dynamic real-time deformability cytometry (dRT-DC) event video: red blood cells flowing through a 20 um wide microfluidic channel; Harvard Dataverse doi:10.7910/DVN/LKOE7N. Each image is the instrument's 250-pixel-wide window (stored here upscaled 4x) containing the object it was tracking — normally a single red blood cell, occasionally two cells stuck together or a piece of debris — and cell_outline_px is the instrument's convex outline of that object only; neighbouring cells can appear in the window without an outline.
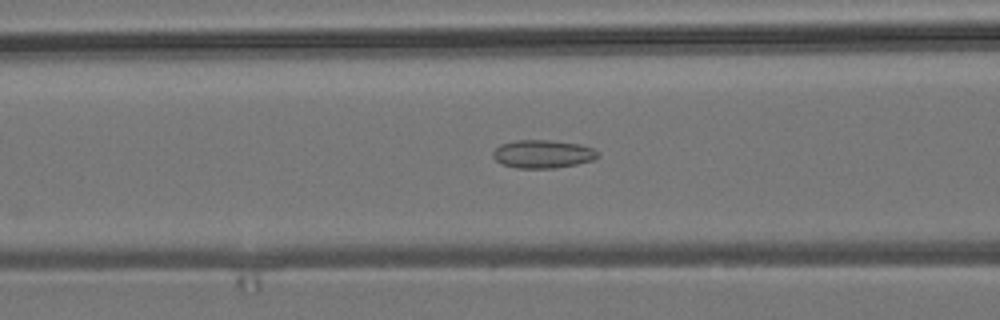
{"species": "common noctule bat (a hibernating species)", "species_latin": "Nyctalus noctula", "temperature_condition": "room temperature", "stored_images_in_passage": 27, "camera_frame_rate_fps": 3000, "um_per_image_px": 0.085, "animal": {"sex": "male", "body_mass_g": 19.2, "forearm_length_mm": 51.8}, "frame": {"image": 1, "passage_image": 6, "time_ms": 1.667, "image_size_px": [1000, 320], "cell_outline_px": [[600, 156], [592, 160], [576, 164], [556, 168], [516, 168], [500, 164], [492, 156], [492, 152], [500, 144], [516, 140], [552, 140], [580, 144], [592, 148], [600, 152]], "centroid_in_image_um": [46.13, 13.09], "position_along_channel_um": 120.5, "area_um2": 17.4}}
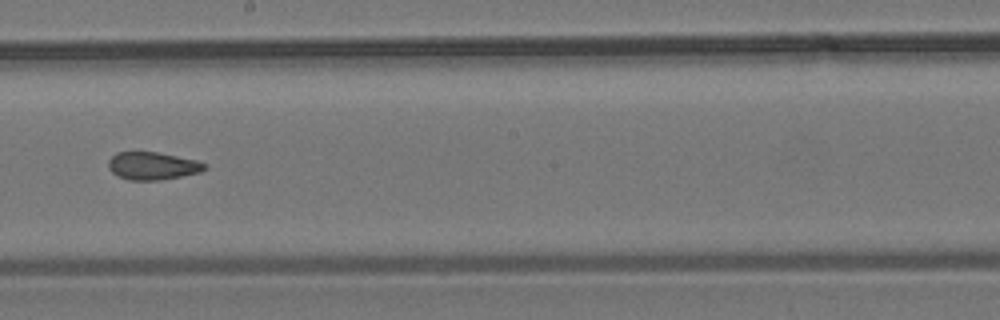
{"frame": {"image": 2, "passage_image": 15, "time_ms": 4.667, "image_size_px": [1000, 320], "cell_outline_px": [[208, 168], [200, 172], [160, 180], [128, 180], [116, 176], [108, 168], [108, 160], [116, 152], [156, 152], [196, 160], [208, 164]], "centroid_in_image_um": [12.95, 14.1], "position_along_channel_um": 235.2, "area_um2": 15.61}}
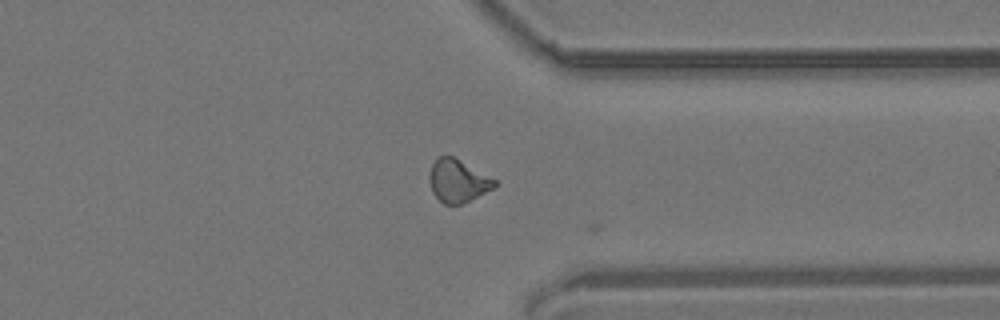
{"frame": {"image": 3, "passage_image": 26, "time_ms": 8.333, "image_size_px": [1000, 320], "cell_outline_px": [[496, 184], [492, 188], [460, 204], [444, 204], [432, 192], [428, 176], [432, 164], [436, 156], [452, 156], [496, 180]], "centroid_in_image_um": [38.85, 15.35], "position_along_channel_um": 372.5, "area_um2": 15.78}, "authors_computed_cell_mechanics": {"area_um2": 16.184, "velocity_mm_per_s": 3.8247, "shape_relaxation_time_tau1_ms": null, "shape_relaxation_time_tau2_ms": 2.228, "deformation_change_tau1": null, "deformation_change_tau2": 0.0945}}